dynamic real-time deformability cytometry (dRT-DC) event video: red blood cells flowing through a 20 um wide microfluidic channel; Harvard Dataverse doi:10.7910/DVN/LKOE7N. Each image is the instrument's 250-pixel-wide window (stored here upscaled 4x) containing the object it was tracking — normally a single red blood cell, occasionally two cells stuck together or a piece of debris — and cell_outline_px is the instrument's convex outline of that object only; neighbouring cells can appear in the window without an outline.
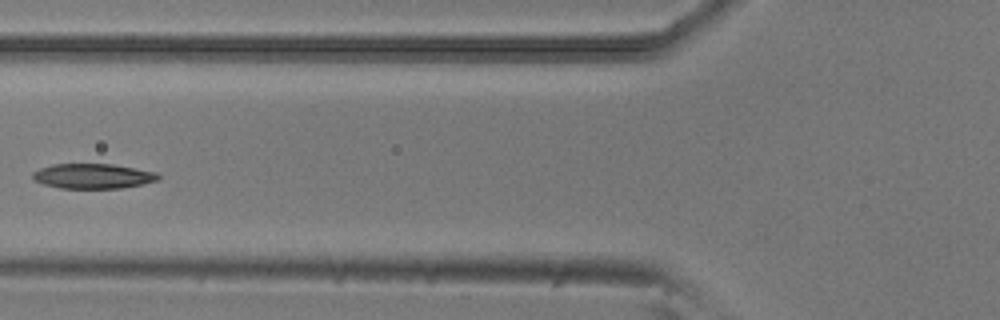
{"species": "common noctule bat (a hibernating species)", "species_latin": "Nyctalus noctula", "temperature_condition": "room temperature", "stored_images_in_passage": 7, "camera_frame_rate_fps": 3000, "um_per_image_px": 0.085, "animal": {"sex": "male", "body_mass_g": 20.5, "forearm_length_mm": 52.5}, "frame": {"image": 1, "passage_image": 5, "time_ms": 1.333, "image_size_px": [1000, 320], "cell_outline_px": [[160, 180], [144, 184], [120, 188], [60, 188], [44, 184], [32, 180], [32, 172], [40, 168], [52, 164], [112, 164], [156, 172], [160, 176]], "centroid_in_image_um": [7.89, 14.97], "position_along_channel_um": 117.9, "area_um2": 18.32}}
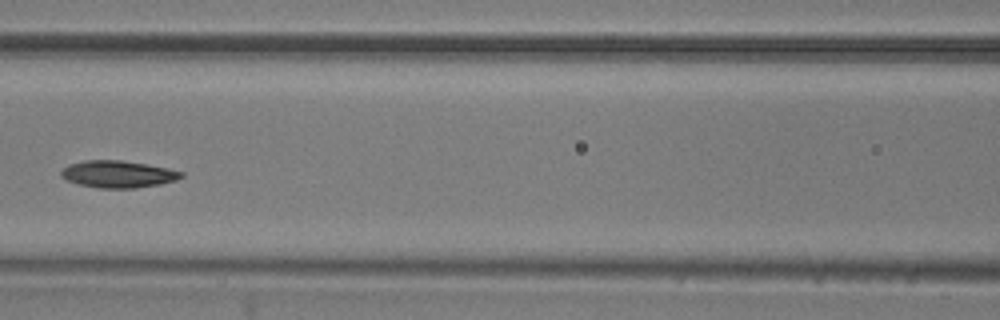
{"frame": {"image": 2, "passage_image": 6, "time_ms": 1.667, "image_size_px": [1000, 320], "cell_outline_px": [[184, 176], [176, 180], [160, 184], [136, 188], [100, 188], [76, 184], [60, 176], [60, 172], [68, 164], [84, 160], [120, 160], [148, 164], [168, 168], [184, 172]], "centroid_in_image_um": [10.03, 14.8], "position_along_channel_um": 156.6, "area_um2": 19.07}}
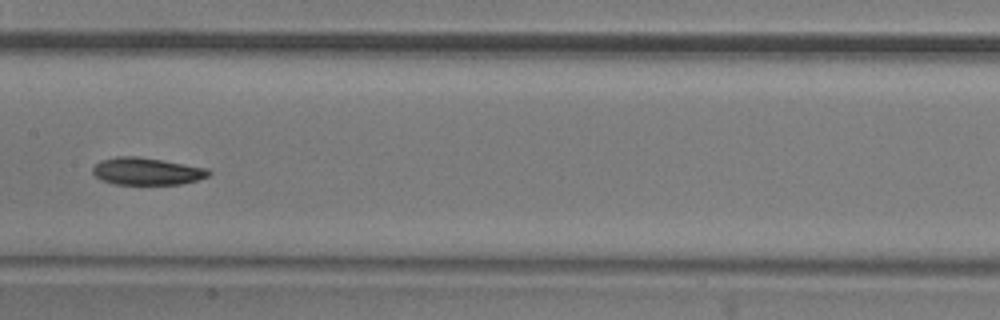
{"frame": {"image": 3, "passage_image": 7, "time_ms": 2.0, "image_size_px": [1000, 320], "cell_outline_px": [[212, 172], [208, 176], [196, 180], [180, 184], [116, 184], [100, 180], [92, 172], [92, 168], [100, 160], [116, 156], [136, 156], [208, 168]], "centroid_in_image_um": [12.45, 14.56], "position_along_channel_um": 195.0, "area_um2": 18.32}}